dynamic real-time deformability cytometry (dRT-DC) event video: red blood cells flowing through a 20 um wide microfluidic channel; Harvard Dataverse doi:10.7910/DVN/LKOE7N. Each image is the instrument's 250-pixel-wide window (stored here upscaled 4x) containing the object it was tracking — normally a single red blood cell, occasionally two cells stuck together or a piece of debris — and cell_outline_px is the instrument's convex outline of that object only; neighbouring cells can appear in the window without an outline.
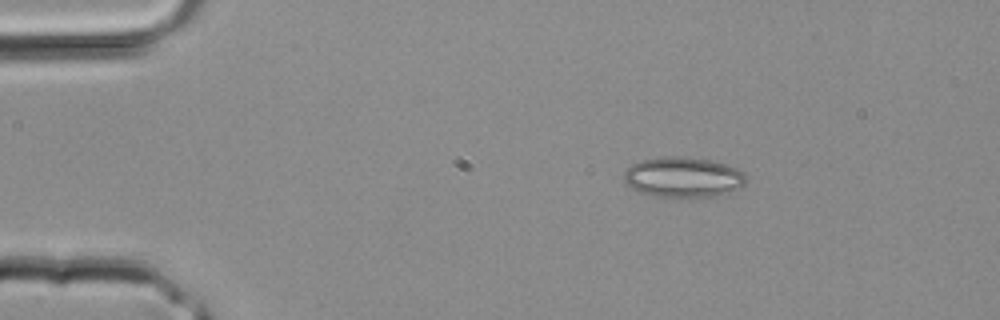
{"species": "common noctule bat (a hibernating species)", "species_latin": "Nyctalus noctula", "temperature_condition": "room temperature", "stored_images_in_passage": 2, "camera_frame_rate_fps": 3000, "um_per_image_px": 0.085, "animal": {"sex": "male", "body_mass_g": 20.4}, "frame": {"image": 1, "passage_image": 1, "time_ms": 0.0, "image_size_px": [1000, 320], "cell_outline_px": [[744, 184], [736, 192], [724, 196], [656, 196], [640, 192], [632, 188], [624, 180], [624, 172], [632, 164], [640, 160], [660, 156], [684, 156], [712, 160], [736, 168], [744, 172]], "centroid_in_image_um": [58.1, 15.05], "position_along_channel_um": 26.9, "area_um2": 28.84}}
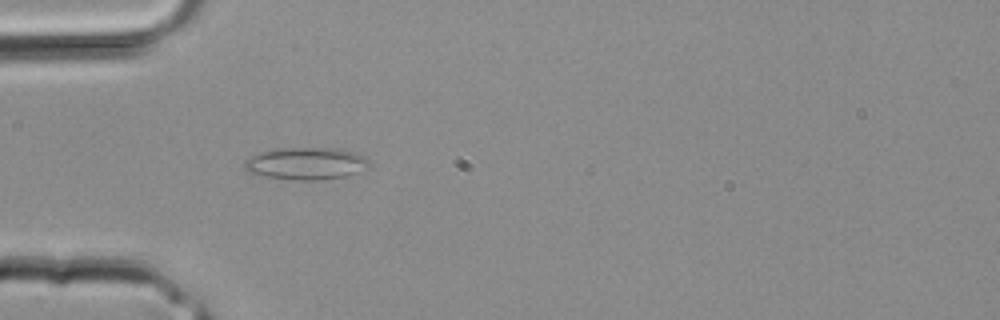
{"frame": {"image": 2, "passage_image": 2, "time_ms": 0.333, "image_size_px": [1000, 320], "cell_outline_px": [[368, 164], [356, 172], [348, 176], [320, 180], [296, 180], [268, 176], [248, 172], [244, 168], [244, 164], [252, 156], [264, 152], [280, 148], [332, 148], [356, 152], [364, 156], [368, 160]], "centroid_in_image_um": [26.04, 13.9], "position_along_channel_um": 59.0, "area_um2": 22.89}}